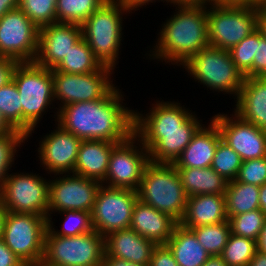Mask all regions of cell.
I'll return each mask as SVG.
<instances>
[{
    "label": "cell",
    "instance_id": "obj_47",
    "mask_svg": "<svg viewBox=\"0 0 266 266\" xmlns=\"http://www.w3.org/2000/svg\"><path fill=\"white\" fill-rule=\"evenodd\" d=\"M19 0H0V18L8 11L18 8Z\"/></svg>",
    "mask_w": 266,
    "mask_h": 266
},
{
    "label": "cell",
    "instance_id": "obj_54",
    "mask_svg": "<svg viewBox=\"0 0 266 266\" xmlns=\"http://www.w3.org/2000/svg\"><path fill=\"white\" fill-rule=\"evenodd\" d=\"M13 130L14 128L6 121V119L0 112V136H3Z\"/></svg>",
    "mask_w": 266,
    "mask_h": 266
},
{
    "label": "cell",
    "instance_id": "obj_8",
    "mask_svg": "<svg viewBox=\"0 0 266 266\" xmlns=\"http://www.w3.org/2000/svg\"><path fill=\"white\" fill-rule=\"evenodd\" d=\"M182 66L203 87L205 85L217 92L234 94L235 99L245 78L232 61L229 50L212 46L201 49Z\"/></svg>",
    "mask_w": 266,
    "mask_h": 266
},
{
    "label": "cell",
    "instance_id": "obj_7",
    "mask_svg": "<svg viewBox=\"0 0 266 266\" xmlns=\"http://www.w3.org/2000/svg\"><path fill=\"white\" fill-rule=\"evenodd\" d=\"M104 236L92 230L78 236H59L48 228L40 266H102Z\"/></svg>",
    "mask_w": 266,
    "mask_h": 266
},
{
    "label": "cell",
    "instance_id": "obj_1",
    "mask_svg": "<svg viewBox=\"0 0 266 266\" xmlns=\"http://www.w3.org/2000/svg\"><path fill=\"white\" fill-rule=\"evenodd\" d=\"M152 105L146 115L134 111V133L149 151L150 162L173 164L203 124L179 102Z\"/></svg>",
    "mask_w": 266,
    "mask_h": 266
},
{
    "label": "cell",
    "instance_id": "obj_11",
    "mask_svg": "<svg viewBox=\"0 0 266 266\" xmlns=\"http://www.w3.org/2000/svg\"><path fill=\"white\" fill-rule=\"evenodd\" d=\"M38 175L9 173L0 192V201L7 212L48 218L50 181Z\"/></svg>",
    "mask_w": 266,
    "mask_h": 266
},
{
    "label": "cell",
    "instance_id": "obj_44",
    "mask_svg": "<svg viewBox=\"0 0 266 266\" xmlns=\"http://www.w3.org/2000/svg\"><path fill=\"white\" fill-rule=\"evenodd\" d=\"M0 266H26L0 238Z\"/></svg>",
    "mask_w": 266,
    "mask_h": 266
},
{
    "label": "cell",
    "instance_id": "obj_4",
    "mask_svg": "<svg viewBox=\"0 0 266 266\" xmlns=\"http://www.w3.org/2000/svg\"><path fill=\"white\" fill-rule=\"evenodd\" d=\"M130 9L120 0H107L81 24L82 38L102 66L113 70L122 44V16Z\"/></svg>",
    "mask_w": 266,
    "mask_h": 266
},
{
    "label": "cell",
    "instance_id": "obj_23",
    "mask_svg": "<svg viewBox=\"0 0 266 266\" xmlns=\"http://www.w3.org/2000/svg\"><path fill=\"white\" fill-rule=\"evenodd\" d=\"M234 113L266 131V78H244Z\"/></svg>",
    "mask_w": 266,
    "mask_h": 266
},
{
    "label": "cell",
    "instance_id": "obj_5",
    "mask_svg": "<svg viewBox=\"0 0 266 266\" xmlns=\"http://www.w3.org/2000/svg\"><path fill=\"white\" fill-rule=\"evenodd\" d=\"M138 199L180 223L188 195L173 164L150 162L143 173Z\"/></svg>",
    "mask_w": 266,
    "mask_h": 266
},
{
    "label": "cell",
    "instance_id": "obj_52",
    "mask_svg": "<svg viewBox=\"0 0 266 266\" xmlns=\"http://www.w3.org/2000/svg\"><path fill=\"white\" fill-rule=\"evenodd\" d=\"M208 3L219 5H247V0H208Z\"/></svg>",
    "mask_w": 266,
    "mask_h": 266
},
{
    "label": "cell",
    "instance_id": "obj_19",
    "mask_svg": "<svg viewBox=\"0 0 266 266\" xmlns=\"http://www.w3.org/2000/svg\"><path fill=\"white\" fill-rule=\"evenodd\" d=\"M82 37V28L74 23H52L40 28L38 51L34 62L55 69Z\"/></svg>",
    "mask_w": 266,
    "mask_h": 266
},
{
    "label": "cell",
    "instance_id": "obj_29",
    "mask_svg": "<svg viewBox=\"0 0 266 266\" xmlns=\"http://www.w3.org/2000/svg\"><path fill=\"white\" fill-rule=\"evenodd\" d=\"M101 67L88 43L81 37L71 46L70 51L54 70L63 73L88 74L98 71Z\"/></svg>",
    "mask_w": 266,
    "mask_h": 266
},
{
    "label": "cell",
    "instance_id": "obj_2",
    "mask_svg": "<svg viewBox=\"0 0 266 266\" xmlns=\"http://www.w3.org/2000/svg\"><path fill=\"white\" fill-rule=\"evenodd\" d=\"M114 87L104 98L67 104L57 110L56 122L81 140L125 141L134 133V111L122 105L124 98Z\"/></svg>",
    "mask_w": 266,
    "mask_h": 266
},
{
    "label": "cell",
    "instance_id": "obj_28",
    "mask_svg": "<svg viewBox=\"0 0 266 266\" xmlns=\"http://www.w3.org/2000/svg\"><path fill=\"white\" fill-rule=\"evenodd\" d=\"M260 187L248 183L232 180L228 182L225 192L227 216L260 209Z\"/></svg>",
    "mask_w": 266,
    "mask_h": 266
},
{
    "label": "cell",
    "instance_id": "obj_50",
    "mask_svg": "<svg viewBox=\"0 0 266 266\" xmlns=\"http://www.w3.org/2000/svg\"><path fill=\"white\" fill-rule=\"evenodd\" d=\"M257 29L266 37V14L258 6V27Z\"/></svg>",
    "mask_w": 266,
    "mask_h": 266
},
{
    "label": "cell",
    "instance_id": "obj_46",
    "mask_svg": "<svg viewBox=\"0 0 266 266\" xmlns=\"http://www.w3.org/2000/svg\"><path fill=\"white\" fill-rule=\"evenodd\" d=\"M123 4H125L131 11H134L135 9L139 10V7L141 8L142 6L144 5H149L150 2H155L156 0H120ZM160 1H163V2H167L172 5H174L176 2L174 0H160Z\"/></svg>",
    "mask_w": 266,
    "mask_h": 266
},
{
    "label": "cell",
    "instance_id": "obj_24",
    "mask_svg": "<svg viewBox=\"0 0 266 266\" xmlns=\"http://www.w3.org/2000/svg\"><path fill=\"white\" fill-rule=\"evenodd\" d=\"M116 144L103 140H82L73 174L102 183L107 174L112 148Z\"/></svg>",
    "mask_w": 266,
    "mask_h": 266
},
{
    "label": "cell",
    "instance_id": "obj_53",
    "mask_svg": "<svg viewBox=\"0 0 266 266\" xmlns=\"http://www.w3.org/2000/svg\"><path fill=\"white\" fill-rule=\"evenodd\" d=\"M259 193H260V198H259L260 210L266 215V184L260 186Z\"/></svg>",
    "mask_w": 266,
    "mask_h": 266
},
{
    "label": "cell",
    "instance_id": "obj_38",
    "mask_svg": "<svg viewBox=\"0 0 266 266\" xmlns=\"http://www.w3.org/2000/svg\"><path fill=\"white\" fill-rule=\"evenodd\" d=\"M256 50L257 29L229 50L232 61L245 78H252V65Z\"/></svg>",
    "mask_w": 266,
    "mask_h": 266
},
{
    "label": "cell",
    "instance_id": "obj_49",
    "mask_svg": "<svg viewBox=\"0 0 266 266\" xmlns=\"http://www.w3.org/2000/svg\"><path fill=\"white\" fill-rule=\"evenodd\" d=\"M13 162H0V192L2 190L3 184L8 176L9 169H11Z\"/></svg>",
    "mask_w": 266,
    "mask_h": 266
},
{
    "label": "cell",
    "instance_id": "obj_41",
    "mask_svg": "<svg viewBox=\"0 0 266 266\" xmlns=\"http://www.w3.org/2000/svg\"><path fill=\"white\" fill-rule=\"evenodd\" d=\"M252 78H266V37L257 29V50L253 58Z\"/></svg>",
    "mask_w": 266,
    "mask_h": 266
},
{
    "label": "cell",
    "instance_id": "obj_31",
    "mask_svg": "<svg viewBox=\"0 0 266 266\" xmlns=\"http://www.w3.org/2000/svg\"><path fill=\"white\" fill-rule=\"evenodd\" d=\"M210 256H221L231 234L229 221L190 228Z\"/></svg>",
    "mask_w": 266,
    "mask_h": 266
},
{
    "label": "cell",
    "instance_id": "obj_32",
    "mask_svg": "<svg viewBox=\"0 0 266 266\" xmlns=\"http://www.w3.org/2000/svg\"><path fill=\"white\" fill-rule=\"evenodd\" d=\"M257 252V241L230 234L221 257L228 266H248Z\"/></svg>",
    "mask_w": 266,
    "mask_h": 266
},
{
    "label": "cell",
    "instance_id": "obj_59",
    "mask_svg": "<svg viewBox=\"0 0 266 266\" xmlns=\"http://www.w3.org/2000/svg\"><path fill=\"white\" fill-rule=\"evenodd\" d=\"M259 8L266 14V0H264L260 5Z\"/></svg>",
    "mask_w": 266,
    "mask_h": 266
},
{
    "label": "cell",
    "instance_id": "obj_14",
    "mask_svg": "<svg viewBox=\"0 0 266 266\" xmlns=\"http://www.w3.org/2000/svg\"><path fill=\"white\" fill-rule=\"evenodd\" d=\"M113 71L105 66L88 74L63 73L52 69L54 100L61 101L57 109L67 104L104 98L115 87L110 78Z\"/></svg>",
    "mask_w": 266,
    "mask_h": 266
},
{
    "label": "cell",
    "instance_id": "obj_20",
    "mask_svg": "<svg viewBox=\"0 0 266 266\" xmlns=\"http://www.w3.org/2000/svg\"><path fill=\"white\" fill-rule=\"evenodd\" d=\"M105 255L149 265L154 248L151 240L143 238L131 228L117 230L104 237Z\"/></svg>",
    "mask_w": 266,
    "mask_h": 266
},
{
    "label": "cell",
    "instance_id": "obj_37",
    "mask_svg": "<svg viewBox=\"0 0 266 266\" xmlns=\"http://www.w3.org/2000/svg\"><path fill=\"white\" fill-rule=\"evenodd\" d=\"M18 7L39 29L57 22L56 0H19Z\"/></svg>",
    "mask_w": 266,
    "mask_h": 266
},
{
    "label": "cell",
    "instance_id": "obj_35",
    "mask_svg": "<svg viewBox=\"0 0 266 266\" xmlns=\"http://www.w3.org/2000/svg\"><path fill=\"white\" fill-rule=\"evenodd\" d=\"M241 164L239 154L221 139L218 142L211 168L229 182L236 179Z\"/></svg>",
    "mask_w": 266,
    "mask_h": 266
},
{
    "label": "cell",
    "instance_id": "obj_30",
    "mask_svg": "<svg viewBox=\"0 0 266 266\" xmlns=\"http://www.w3.org/2000/svg\"><path fill=\"white\" fill-rule=\"evenodd\" d=\"M107 0H56V18L59 23L81 25Z\"/></svg>",
    "mask_w": 266,
    "mask_h": 266
},
{
    "label": "cell",
    "instance_id": "obj_18",
    "mask_svg": "<svg viewBox=\"0 0 266 266\" xmlns=\"http://www.w3.org/2000/svg\"><path fill=\"white\" fill-rule=\"evenodd\" d=\"M39 142L38 157L44 170L56 175L73 174L81 139L60 125Z\"/></svg>",
    "mask_w": 266,
    "mask_h": 266
},
{
    "label": "cell",
    "instance_id": "obj_33",
    "mask_svg": "<svg viewBox=\"0 0 266 266\" xmlns=\"http://www.w3.org/2000/svg\"><path fill=\"white\" fill-rule=\"evenodd\" d=\"M266 220V215L260 210H252L236 216H228L231 233L257 241Z\"/></svg>",
    "mask_w": 266,
    "mask_h": 266
},
{
    "label": "cell",
    "instance_id": "obj_36",
    "mask_svg": "<svg viewBox=\"0 0 266 266\" xmlns=\"http://www.w3.org/2000/svg\"><path fill=\"white\" fill-rule=\"evenodd\" d=\"M59 213L66 215L62 228L60 229L61 231L58 229L56 231L51 221L52 218H48V229L53 234L59 236H78L93 230L90 212L65 210Z\"/></svg>",
    "mask_w": 266,
    "mask_h": 266
},
{
    "label": "cell",
    "instance_id": "obj_48",
    "mask_svg": "<svg viewBox=\"0 0 266 266\" xmlns=\"http://www.w3.org/2000/svg\"><path fill=\"white\" fill-rule=\"evenodd\" d=\"M257 251L266 255V220L264 222V225L261 229V233L257 240Z\"/></svg>",
    "mask_w": 266,
    "mask_h": 266
},
{
    "label": "cell",
    "instance_id": "obj_25",
    "mask_svg": "<svg viewBox=\"0 0 266 266\" xmlns=\"http://www.w3.org/2000/svg\"><path fill=\"white\" fill-rule=\"evenodd\" d=\"M227 220L225 195L202 194L188 197L180 224L190 229Z\"/></svg>",
    "mask_w": 266,
    "mask_h": 266
},
{
    "label": "cell",
    "instance_id": "obj_27",
    "mask_svg": "<svg viewBox=\"0 0 266 266\" xmlns=\"http://www.w3.org/2000/svg\"><path fill=\"white\" fill-rule=\"evenodd\" d=\"M188 197L202 194L225 195L228 181L211 167L177 168Z\"/></svg>",
    "mask_w": 266,
    "mask_h": 266
},
{
    "label": "cell",
    "instance_id": "obj_13",
    "mask_svg": "<svg viewBox=\"0 0 266 266\" xmlns=\"http://www.w3.org/2000/svg\"><path fill=\"white\" fill-rule=\"evenodd\" d=\"M137 191L101 184L91 212L93 230L102 236L130 228Z\"/></svg>",
    "mask_w": 266,
    "mask_h": 266
},
{
    "label": "cell",
    "instance_id": "obj_3",
    "mask_svg": "<svg viewBox=\"0 0 266 266\" xmlns=\"http://www.w3.org/2000/svg\"><path fill=\"white\" fill-rule=\"evenodd\" d=\"M174 5L178 11L161 26L154 51L150 49L153 53L148 56L179 66L209 46L207 3L179 2Z\"/></svg>",
    "mask_w": 266,
    "mask_h": 266
},
{
    "label": "cell",
    "instance_id": "obj_15",
    "mask_svg": "<svg viewBox=\"0 0 266 266\" xmlns=\"http://www.w3.org/2000/svg\"><path fill=\"white\" fill-rule=\"evenodd\" d=\"M39 28L18 7L0 18V56L19 62H34Z\"/></svg>",
    "mask_w": 266,
    "mask_h": 266
},
{
    "label": "cell",
    "instance_id": "obj_56",
    "mask_svg": "<svg viewBox=\"0 0 266 266\" xmlns=\"http://www.w3.org/2000/svg\"><path fill=\"white\" fill-rule=\"evenodd\" d=\"M6 214H7V211L0 201V238H2V232L4 228V220H5Z\"/></svg>",
    "mask_w": 266,
    "mask_h": 266
},
{
    "label": "cell",
    "instance_id": "obj_12",
    "mask_svg": "<svg viewBox=\"0 0 266 266\" xmlns=\"http://www.w3.org/2000/svg\"><path fill=\"white\" fill-rule=\"evenodd\" d=\"M135 143L139 147L134 145ZM149 163V151L142 140L132 133L125 141L117 143L112 148L107 174L102 184L137 191Z\"/></svg>",
    "mask_w": 266,
    "mask_h": 266
},
{
    "label": "cell",
    "instance_id": "obj_55",
    "mask_svg": "<svg viewBox=\"0 0 266 266\" xmlns=\"http://www.w3.org/2000/svg\"><path fill=\"white\" fill-rule=\"evenodd\" d=\"M203 266H228L221 256H210Z\"/></svg>",
    "mask_w": 266,
    "mask_h": 266
},
{
    "label": "cell",
    "instance_id": "obj_39",
    "mask_svg": "<svg viewBox=\"0 0 266 266\" xmlns=\"http://www.w3.org/2000/svg\"><path fill=\"white\" fill-rule=\"evenodd\" d=\"M235 180L259 187L266 184V157L242 161Z\"/></svg>",
    "mask_w": 266,
    "mask_h": 266
},
{
    "label": "cell",
    "instance_id": "obj_21",
    "mask_svg": "<svg viewBox=\"0 0 266 266\" xmlns=\"http://www.w3.org/2000/svg\"><path fill=\"white\" fill-rule=\"evenodd\" d=\"M206 127L202 125L193 135L191 142L173 163L176 168L211 167L218 142L222 137L219 128L212 119Z\"/></svg>",
    "mask_w": 266,
    "mask_h": 266
},
{
    "label": "cell",
    "instance_id": "obj_57",
    "mask_svg": "<svg viewBox=\"0 0 266 266\" xmlns=\"http://www.w3.org/2000/svg\"><path fill=\"white\" fill-rule=\"evenodd\" d=\"M176 3L187 2V3H207L208 0H174Z\"/></svg>",
    "mask_w": 266,
    "mask_h": 266
},
{
    "label": "cell",
    "instance_id": "obj_45",
    "mask_svg": "<svg viewBox=\"0 0 266 266\" xmlns=\"http://www.w3.org/2000/svg\"><path fill=\"white\" fill-rule=\"evenodd\" d=\"M102 266H148V265H142V264L126 261L124 259H119L116 257H109L104 254Z\"/></svg>",
    "mask_w": 266,
    "mask_h": 266
},
{
    "label": "cell",
    "instance_id": "obj_22",
    "mask_svg": "<svg viewBox=\"0 0 266 266\" xmlns=\"http://www.w3.org/2000/svg\"><path fill=\"white\" fill-rule=\"evenodd\" d=\"M178 223L152 206L137 199L132 211L130 228L156 245H166Z\"/></svg>",
    "mask_w": 266,
    "mask_h": 266
},
{
    "label": "cell",
    "instance_id": "obj_43",
    "mask_svg": "<svg viewBox=\"0 0 266 266\" xmlns=\"http://www.w3.org/2000/svg\"><path fill=\"white\" fill-rule=\"evenodd\" d=\"M18 63L15 59L0 56V88L12 81Z\"/></svg>",
    "mask_w": 266,
    "mask_h": 266
},
{
    "label": "cell",
    "instance_id": "obj_42",
    "mask_svg": "<svg viewBox=\"0 0 266 266\" xmlns=\"http://www.w3.org/2000/svg\"><path fill=\"white\" fill-rule=\"evenodd\" d=\"M148 266H179L167 245H157L151 255Z\"/></svg>",
    "mask_w": 266,
    "mask_h": 266
},
{
    "label": "cell",
    "instance_id": "obj_34",
    "mask_svg": "<svg viewBox=\"0 0 266 266\" xmlns=\"http://www.w3.org/2000/svg\"><path fill=\"white\" fill-rule=\"evenodd\" d=\"M0 112L14 129L22 131V105L13 80L0 88Z\"/></svg>",
    "mask_w": 266,
    "mask_h": 266
},
{
    "label": "cell",
    "instance_id": "obj_58",
    "mask_svg": "<svg viewBox=\"0 0 266 266\" xmlns=\"http://www.w3.org/2000/svg\"><path fill=\"white\" fill-rule=\"evenodd\" d=\"M264 0H247L248 6H259Z\"/></svg>",
    "mask_w": 266,
    "mask_h": 266
},
{
    "label": "cell",
    "instance_id": "obj_10",
    "mask_svg": "<svg viewBox=\"0 0 266 266\" xmlns=\"http://www.w3.org/2000/svg\"><path fill=\"white\" fill-rule=\"evenodd\" d=\"M47 228L44 216L7 212L2 240L26 266H40Z\"/></svg>",
    "mask_w": 266,
    "mask_h": 266
},
{
    "label": "cell",
    "instance_id": "obj_40",
    "mask_svg": "<svg viewBox=\"0 0 266 266\" xmlns=\"http://www.w3.org/2000/svg\"><path fill=\"white\" fill-rule=\"evenodd\" d=\"M28 135L19 129L0 136V162H14L17 147L25 143Z\"/></svg>",
    "mask_w": 266,
    "mask_h": 266
},
{
    "label": "cell",
    "instance_id": "obj_51",
    "mask_svg": "<svg viewBox=\"0 0 266 266\" xmlns=\"http://www.w3.org/2000/svg\"><path fill=\"white\" fill-rule=\"evenodd\" d=\"M248 266H266V255L257 251Z\"/></svg>",
    "mask_w": 266,
    "mask_h": 266
},
{
    "label": "cell",
    "instance_id": "obj_9",
    "mask_svg": "<svg viewBox=\"0 0 266 266\" xmlns=\"http://www.w3.org/2000/svg\"><path fill=\"white\" fill-rule=\"evenodd\" d=\"M207 5L209 46L230 50L258 27V6Z\"/></svg>",
    "mask_w": 266,
    "mask_h": 266
},
{
    "label": "cell",
    "instance_id": "obj_16",
    "mask_svg": "<svg viewBox=\"0 0 266 266\" xmlns=\"http://www.w3.org/2000/svg\"><path fill=\"white\" fill-rule=\"evenodd\" d=\"M101 182L67 174L49 182L48 218L65 210L92 212Z\"/></svg>",
    "mask_w": 266,
    "mask_h": 266
},
{
    "label": "cell",
    "instance_id": "obj_6",
    "mask_svg": "<svg viewBox=\"0 0 266 266\" xmlns=\"http://www.w3.org/2000/svg\"><path fill=\"white\" fill-rule=\"evenodd\" d=\"M12 80L20 94L22 131L30 137L42 114L55 101L52 70L35 62H19Z\"/></svg>",
    "mask_w": 266,
    "mask_h": 266
},
{
    "label": "cell",
    "instance_id": "obj_17",
    "mask_svg": "<svg viewBox=\"0 0 266 266\" xmlns=\"http://www.w3.org/2000/svg\"><path fill=\"white\" fill-rule=\"evenodd\" d=\"M230 116L219 113L212 117L222 140L239 154L242 161L266 157V131L242 120L235 113Z\"/></svg>",
    "mask_w": 266,
    "mask_h": 266
},
{
    "label": "cell",
    "instance_id": "obj_26",
    "mask_svg": "<svg viewBox=\"0 0 266 266\" xmlns=\"http://www.w3.org/2000/svg\"><path fill=\"white\" fill-rule=\"evenodd\" d=\"M166 245L179 266H203L210 257L198 242L195 233L180 223L174 228Z\"/></svg>",
    "mask_w": 266,
    "mask_h": 266
}]
</instances>
